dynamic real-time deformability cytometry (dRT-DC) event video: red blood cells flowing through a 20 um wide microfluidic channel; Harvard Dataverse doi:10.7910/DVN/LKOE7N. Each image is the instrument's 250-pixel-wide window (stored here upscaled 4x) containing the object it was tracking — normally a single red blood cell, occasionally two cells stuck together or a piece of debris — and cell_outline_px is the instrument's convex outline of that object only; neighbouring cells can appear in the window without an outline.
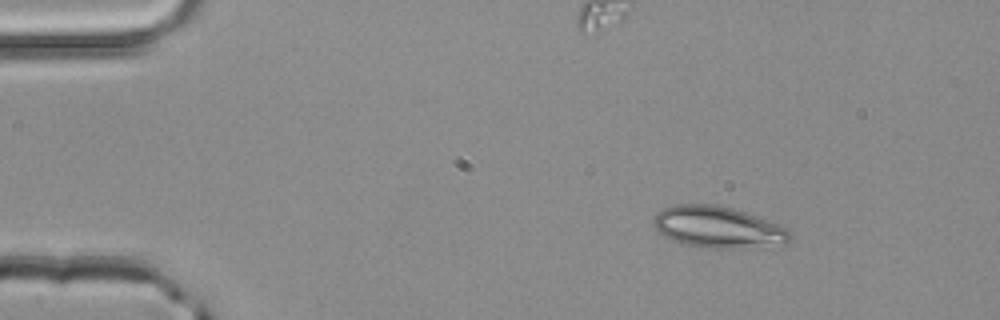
{"species": "common noctule bat (a hibernating species)", "species_latin": "Nyctalus noctula", "temperature_condition": "room temperature", "stored_images_in_passage": 1, "camera_frame_rate_fps": 3000, "um_per_image_px": 0.085, "animal": {"sex": "male", "body_mass_g": 20.4}, "frame": {"image": 1, "passage_image": 1, "time_ms": 0.0, "image_size_px": [1000, 320], "cell_outline_px": [[752, 224], [748, 240], [700, 240], [684, 236], [676, 232], [672, 212], [724, 212], [736, 216]], "centroid_in_image_um": [60.48, 19.21], "position_along_channel_um": 24.5, "area_um2": 13.76}}